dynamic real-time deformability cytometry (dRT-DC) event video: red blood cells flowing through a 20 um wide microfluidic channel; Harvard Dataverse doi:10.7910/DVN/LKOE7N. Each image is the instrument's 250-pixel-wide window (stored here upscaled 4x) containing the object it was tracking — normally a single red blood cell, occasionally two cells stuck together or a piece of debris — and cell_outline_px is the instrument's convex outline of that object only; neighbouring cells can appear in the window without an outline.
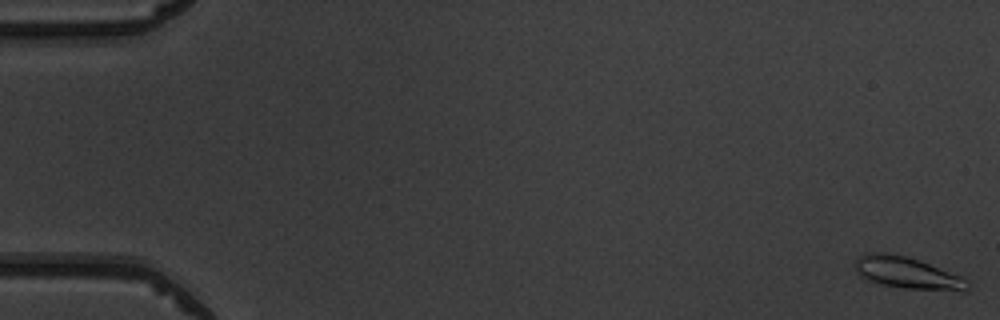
{"species": "common noctule bat (a hibernating species)", "species_latin": "Nyctalus noctula", "temperature_condition": "warm", "stored_images_in_passage": 52, "camera_frame_rate_fps": 3000, "um_per_image_px": 0.085, "animal": {"sex": "male", "body_mass_g": 19.5, "forearm_length_mm": 54.6}, "frame": {"image": 1, "passage_image": 1, "time_ms": 0.0, "image_size_px": [1000, 320], "cell_outline_px": [[968, 292], [964, 292], [904, 288], [884, 284], [868, 280], [860, 276], [856, 272], [856, 260], [860, 256], [868, 252], [884, 252], [904, 256], [920, 260], [960, 276], [964, 280], [968, 288]], "centroid_in_image_um": [77.11, 23.2], "position_along_channel_um": 7.9, "area_um2": 20.58}}
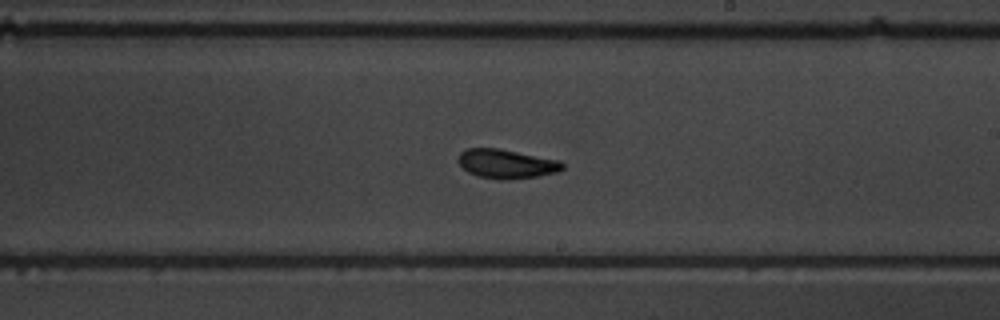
{"frame": {"image": 2, "passage_image": 31, "time_ms": 10.0, "image_size_px": [1000, 320], "cell_outline_px": [[564, 168], [560, 172], [536, 176], [508, 180], [500, 180], [476, 176], [468, 172], [456, 160], [460, 152], [464, 148], [496, 148], [560, 160], [564, 164]], "centroid_in_image_um": [43.03, 13.93], "position_along_channel_um": 246.0, "area_um2": 17.86}}
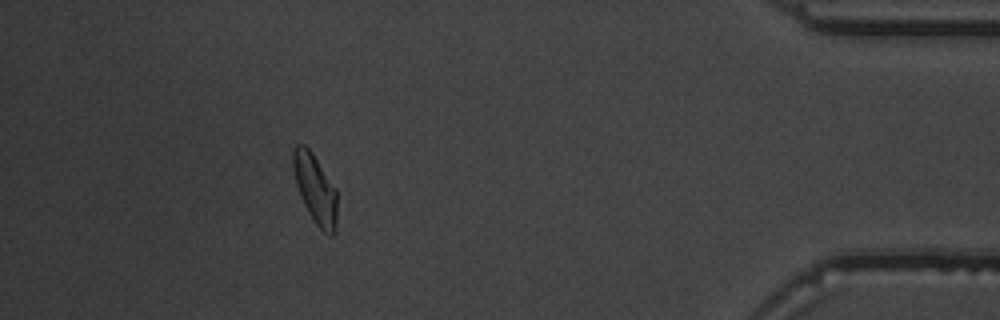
{"frame": {"image": 3, "passage_image": 47, "time_ms": 15.333, "image_size_px": [1000, 320], "cell_outline_px": [[336, 232], [332, 236], [324, 232], [316, 224], [308, 212], [300, 196], [296, 184], [292, 168], [292, 152], [296, 144], [304, 144], [312, 152], [336, 188]], "centroid_in_image_um": [26.78, 16.04], "position_along_channel_um": 408.4, "area_um2": 17.8}, "authors_computed_cell_mechanics": {"area_um2": 17.7157, "velocity_mm_per_s": 3.9691, "shape_relaxation_time_tau1_ms": 3.7978, "shape_relaxation_time_tau2_ms": 3.1202, "deformation_change_tau1": 0.1374, "deformation_change_tau2": 0.0977}}